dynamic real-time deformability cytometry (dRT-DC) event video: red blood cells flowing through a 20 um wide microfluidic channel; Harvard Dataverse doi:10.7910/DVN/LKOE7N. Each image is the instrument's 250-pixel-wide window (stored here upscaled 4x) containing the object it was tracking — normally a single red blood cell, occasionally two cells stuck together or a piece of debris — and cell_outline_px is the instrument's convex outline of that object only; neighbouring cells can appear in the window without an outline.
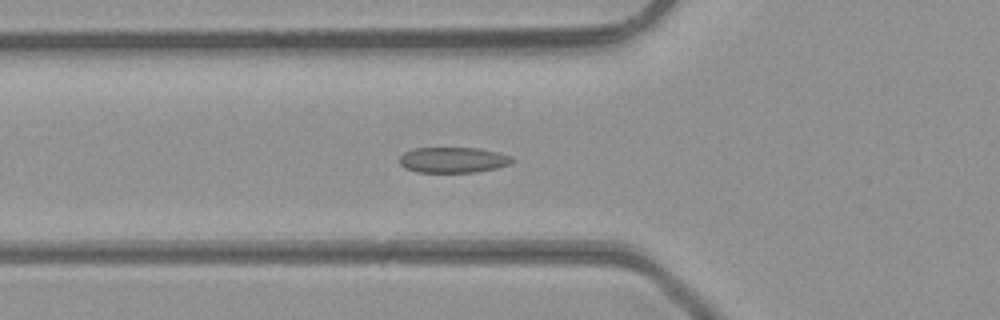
{"species": "common noctule bat (a hibernating species)", "species_latin": "Nyctalus noctula", "temperature_condition": "room temperature", "stored_images_in_passage": 41, "camera_frame_rate_fps": 3000, "um_per_image_px": 0.085, "animal": {"sex": "male", "body_mass_g": 23.1, "forearm_length_mm": 52.7}, "frame": {"image": 1, "passage_image": 10, "time_ms": 3.0, "image_size_px": [1000, 320], "cell_outline_px": [[512, 164], [496, 168], [476, 172], [416, 172], [404, 168], [400, 164], [400, 156], [404, 152], [412, 148], [476, 148], [500, 152], [512, 156]], "centroid_in_image_um": [38.51, 13.59], "position_along_channel_um": 87.3, "area_um2": 16.94}}
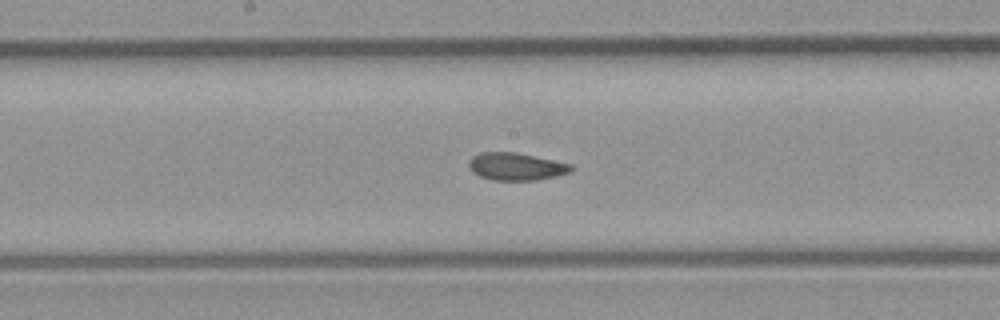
{"frame": {"image": 2, "passage_image": 18, "time_ms": 5.667, "image_size_px": [1000, 320], "cell_outline_px": [[576, 168], [572, 172], [556, 176], [536, 180], [492, 180], [480, 176], [472, 172], [468, 168], [468, 160], [472, 156], [480, 152], [516, 152], [572, 164]], "centroid_in_image_um": [43.87, 14.15], "position_along_channel_um": 204.3, "area_um2": 16.65}}
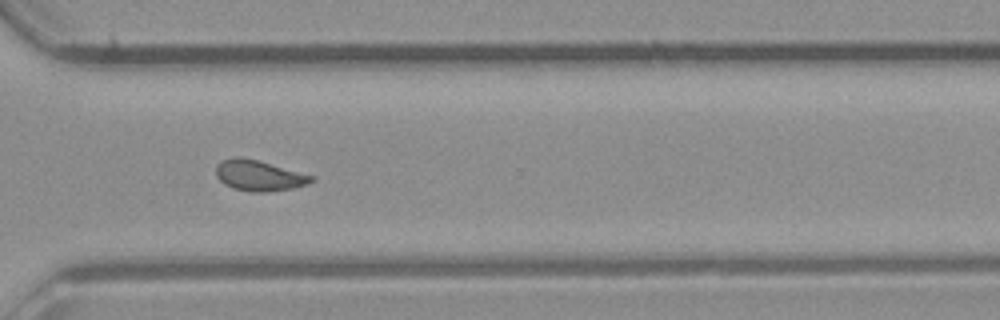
{"frame": {"image": 3, "passage_image": 28, "time_ms": 9.0, "image_size_px": [1000, 320], "cell_outline_px": [[316, 180], [308, 184], [292, 188], [268, 192], [248, 192], [232, 188], [224, 184], [216, 176], [216, 164], [224, 160], [236, 156], [256, 160], [316, 176]], "centroid_in_image_um": [22.03, 14.94], "position_along_channel_um": 348.6, "area_um2": 17.11}, "authors_computed_cell_mechanics": {"area_um2": 16.8198, "velocity_mm_per_s": 4.3462, "shape_relaxation_time_tau1_ms": null, "shape_relaxation_time_tau2_ms": 1.898, "deformation_change_tau1": null, "deformation_change_tau2": 0.0809}}